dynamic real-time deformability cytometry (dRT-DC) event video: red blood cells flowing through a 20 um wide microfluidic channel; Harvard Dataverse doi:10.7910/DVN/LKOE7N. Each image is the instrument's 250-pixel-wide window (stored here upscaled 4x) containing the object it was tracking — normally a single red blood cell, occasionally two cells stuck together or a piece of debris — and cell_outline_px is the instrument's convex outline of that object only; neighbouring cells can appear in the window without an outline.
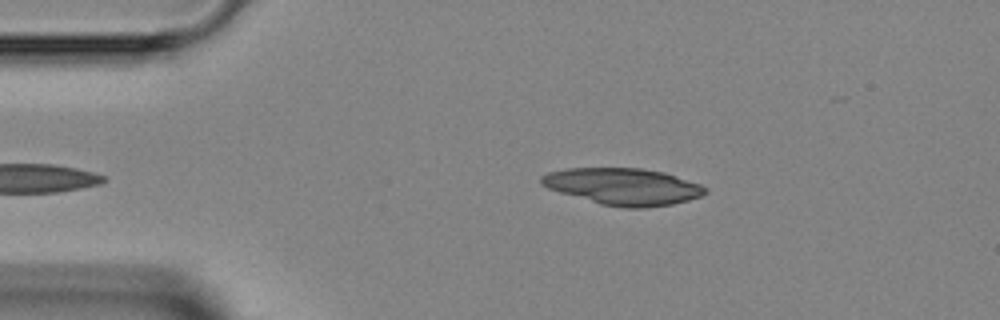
{"species": "Egyptian fruit bat (a non-hibernating species)", "species_latin": "Rousettus aegyptiacus", "temperature_condition": "room temperature", "stored_images_in_passage": 33, "camera_frame_rate_fps": 3000, "um_per_image_px": 0.085, "animal": {"sex": "female"}, "frame": {"image": 1, "passage_image": 1, "time_ms": 0.0, "image_size_px": [1000, 320], "cell_outline_px": [[708, 192], [700, 196], [688, 200], [672, 204], [644, 208], [624, 208], [600, 204], [560, 192], [548, 188], [540, 184], [540, 176], [548, 172], [564, 168], [640, 168], [664, 172], [700, 184], [708, 188]], "centroid_in_image_um": [52.95, 15.85], "position_along_channel_um": 32.0, "area_um2": 35.14}}